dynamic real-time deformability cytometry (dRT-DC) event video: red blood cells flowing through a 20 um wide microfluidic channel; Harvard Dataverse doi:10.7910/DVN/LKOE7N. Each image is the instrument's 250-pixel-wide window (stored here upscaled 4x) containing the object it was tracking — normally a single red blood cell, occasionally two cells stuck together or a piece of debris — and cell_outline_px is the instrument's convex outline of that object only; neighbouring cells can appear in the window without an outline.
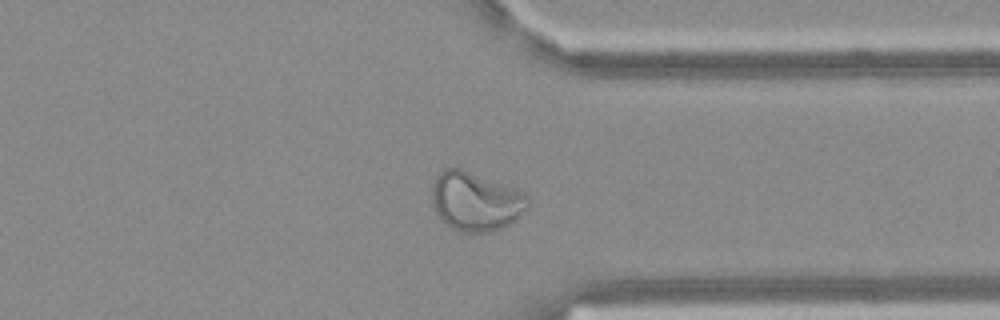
{"species": "Egyptian fruit bat (a non-hibernating species)", "species_latin": "Rousettus aegyptiacus", "temperature_condition": "warm", "stored_images_in_passage": 53, "camera_frame_rate_fps": 3000, "um_per_image_px": 0.085, "frame": {"image": 1, "passage_image": 41, "time_ms": 13.333, "image_size_px": [1000, 320], "cell_outline_px": [[532, 204], [516, 220], [492, 232], [460, 232], [444, 224], [436, 212], [432, 204], [432, 184], [436, 176], [444, 168], [460, 168], [524, 192], [532, 200]], "centroid_in_image_um": [40.44, 17.13], "position_along_channel_um": 371.0, "area_um2": 33.18}}
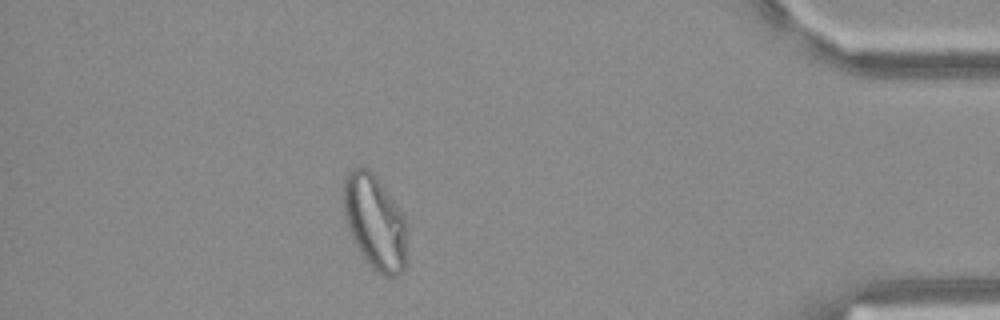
{"frame": {"image": 2, "passage_image": 47, "time_ms": 15.333, "image_size_px": [1000, 320], "cell_outline_px": [[404, 268], [396, 276], [384, 276], [376, 272], [364, 260], [356, 248], [352, 240], [344, 216], [344, 180], [348, 172], [356, 164], [368, 168], [372, 172], [404, 216]], "centroid_in_image_um": [31.79, 18.87], "position_along_channel_um": 403.4, "area_um2": 34.51}}